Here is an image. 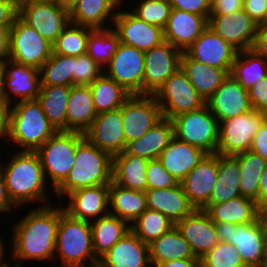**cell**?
Instances as JSON below:
<instances>
[{
  "mask_svg": "<svg viewBox=\"0 0 267 267\" xmlns=\"http://www.w3.org/2000/svg\"><path fill=\"white\" fill-rule=\"evenodd\" d=\"M60 222V206L52 204L32 209L13 224L10 257L16 259L10 267H21L22 261L55 259L57 229ZM13 245V246H12ZM22 260V261H21Z\"/></svg>",
  "mask_w": 267,
  "mask_h": 267,
  "instance_id": "6da1fadb",
  "label": "cell"
},
{
  "mask_svg": "<svg viewBox=\"0 0 267 267\" xmlns=\"http://www.w3.org/2000/svg\"><path fill=\"white\" fill-rule=\"evenodd\" d=\"M8 161L5 165L0 161V166L12 202L18 208L31 202L50 205L45 203L49 200L46 190L48 181L37 152L17 151Z\"/></svg>",
  "mask_w": 267,
  "mask_h": 267,
  "instance_id": "7a4b0ae2",
  "label": "cell"
},
{
  "mask_svg": "<svg viewBox=\"0 0 267 267\" xmlns=\"http://www.w3.org/2000/svg\"><path fill=\"white\" fill-rule=\"evenodd\" d=\"M112 182V156L84 138L77 145L74 166L67 177L54 189L58 198L87 187Z\"/></svg>",
  "mask_w": 267,
  "mask_h": 267,
  "instance_id": "3957f363",
  "label": "cell"
},
{
  "mask_svg": "<svg viewBox=\"0 0 267 267\" xmlns=\"http://www.w3.org/2000/svg\"><path fill=\"white\" fill-rule=\"evenodd\" d=\"M54 256L59 257L61 267H90L99 263L93 251L91 223L71 217L64 206L60 207Z\"/></svg>",
  "mask_w": 267,
  "mask_h": 267,
  "instance_id": "277c9868",
  "label": "cell"
},
{
  "mask_svg": "<svg viewBox=\"0 0 267 267\" xmlns=\"http://www.w3.org/2000/svg\"><path fill=\"white\" fill-rule=\"evenodd\" d=\"M56 132L37 99L12 104L6 142L19 145L21 151H37Z\"/></svg>",
  "mask_w": 267,
  "mask_h": 267,
  "instance_id": "5b68a950",
  "label": "cell"
},
{
  "mask_svg": "<svg viewBox=\"0 0 267 267\" xmlns=\"http://www.w3.org/2000/svg\"><path fill=\"white\" fill-rule=\"evenodd\" d=\"M84 138V133L81 132L57 131L36 151L44 177L48 181L51 180L54 189L67 177L74 166L77 145Z\"/></svg>",
  "mask_w": 267,
  "mask_h": 267,
  "instance_id": "8992f818",
  "label": "cell"
},
{
  "mask_svg": "<svg viewBox=\"0 0 267 267\" xmlns=\"http://www.w3.org/2000/svg\"><path fill=\"white\" fill-rule=\"evenodd\" d=\"M219 241L233 244L247 267H263L267 252V232L259 219L246 224L215 223Z\"/></svg>",
  "mask_w": 267,
  "mask_h": 267,
  "instance_id": "52a82bcc",
  "label": "cell"
},
{
  "mask_svg": "<svg viewBox=\"0 0 267 267\" xmlns=\"http://www.w3.org/2000/svg\"><path fill=\"white\" fill-rule=\"evenodd\" d=\"M174 136L206 154H216L219 141V122L205 105L202 108L181 113L171 119Z\"/></svg>",
  "mask_w": 267,
  "mask_h": 267,
  "instance_id": "ba28073f",
  "label": "cell"
},
{
  "mask_svg": "<svg viewBox=\"0 0 267 267\" xmlns=\"http://www.w3.org/2000/svg\"><path fill=\"white\" fill-rule=\"evenodd\" d=\"M18 16L51 44L71 22L70 9L61 2L24 0L18 5Z\"/></svg>",
  "mask_w": 267,
  "mask_h": 267,
  "instance_id": "9c48e42d",
  "label": "cell"
},
{
  "mask_svg": "<svg viewBox=\"0 0 267 267\" xmlns=\"http://www.w3.org/2000/svg\"><path fill=\"white\" fill-rule=\"evenodd\" d=\"M266 118L265 112L252 109L245 114L220 121L217 153L235 156L250 151L254 135Z\"/></svg>",
  "mask_w": 267,
  "mask_h": 267,
  "instance_id": "30bf717a",
  "label": "cell"
},
{
  "mask_svg": "<svg viewBox=\"0 0 267 267\" xmlns=\"http://www.w3.org/2000/svg\"><path fill=\"white\" fill-rule=\"evenodd\" d=\"M52 52V44L17 16L10 28V59L40 69Z\"/></svg>",
  "mask_w": 267,
  "mask_h": 267,
  "instance_id": "8fae6325",
  "label": "cell"
},
{
  "mask_svg": "<svg viewBox=\"0 0 267 267\" xmlns=\"http://www.w3.org/2000/svg\"><path fill=\"white\" fill-rule=\"evenodd\" d=\"M163 118L195 111L206 105V101L196 91L186 74L179 68L154 95Z\"/></svg>",
  "mask_w": 267,
  "mask_h": 267,
  "instance_id": "7c38bea8",
  "label": "cell"
},
{
  "mask_svg": "<svg viewBox=\"0 0 267 267\" xmlns=\"http://www.w3.org/2000/svg\"><path fill=\"white\" fill-rule=\"evenodd\" d=\"M182 53L166 41L144 52L143 95H155L158 92L180 68Z\"/></svg>",
  "mask_w": 267,
  "mask_h": 267,
  "instance_id": "4fadbf2b",
  "label": "cell"
},
{
  "mask_svg": "<svg viewBox=\"0 0 267 267\" xmlns=\"http://www.w3.org/2000/svg\"><path fill=\"white\" fill-rule=\"evenodd\" d=\"M120 109L126 144L142 137L163 119L154 95H131Z\"/></svg>",
  "mask_w": 267,
  "mask_h": 267,
  "instance_id": "5bb4252c",
  "label": "cell"
},
{
  "mask_svg": "<svg viewBox=\"0 0 267 267\" xmlns=\"http://www.w3.org/2000/svg\"><path fill=\"white\" fill-rule=\"evenodd\" d=\"M104 71L107 77L114 79L131 95H143V51L120 42Z\"/></svg>",
  "mask_w": 267,
  "mask_h": 267,
  "instance_id": "9a60e30c",
  "label": "cell"
},
{
  "mask_svg": "<svg viewBox=\"0 0 267 267\" xmlns=\"http://www.w3.org/2000/svg\"><path fill=\"white\" fill-rule=\"evenodd\" d=\"M128 11L119 8L113 22L121 43L146 52L164 41V31L160 26L148 24Z\"/></svg>",
  "mask_w": 267,
  "mask_h": 267,
  "instance_id": "2e32d148",
  "label": "cell"
},
{
  "mask_svg": "<svg viewBox=\"0 0 267 267\" xmlns=\"http://www.w3.org/2000/svg\"><path fill=\"white\" fill-rule=\"evenodd\" d=\"M1 68L3 99L5 101H8L12 105L16 101L37 99L41 86L40 71L38 68L17 63L11 59ZM11 94H15L13 97L15 101L11 97Z\"/></svg>",
  "mask_w": 267,
  "mask_h": 267,
  "instance_id": "e0dca14e",
  "label": "cell"
},
{
  "mask_svg": "<svg viewBox=\"0 0 267 267\" xmlns=\"http://www.w3.org/2000/svg\"><path fill=\"white\" fill-rule=\"evenodd\" d=\"M208 26L238 51L251 49L258 29L243 9L228 15H210Z\"/></svg>",
  "mask_w": 267,
  "mask_h": 267,
  "instance_id": "ac0fdd59",
  "label": "cell"
},
{
  "mask_svg": "<svg viewBox=\"0 0 267 267\" xmlns=\"http://www.w3.org/2000/svg\"><path fill=\"white\" fill-rule=\"evenodd\" d=\"M184 52L195 61L211 67L225 69L230 73L238 50L207 26Z\"/></svg>",
  "mask_w": 267,
  "mask_h": 267,
  "instance_id": "d6986e66",
  "label": "cell"
},
{
  "mask_svg": "<svg viewBox=\"0 0 267 267\" xmlns=\"http://www.w3.org/2000/svg\"><path fill=\"white\" fill-rule=\"evenodd\" d=\"M84 137L111 156L124 152L127 144L123 130L122 110L119 108L97 114L93 123L84 132Z\"/></svg>",
  "mask_w": 267,
  "mask_h": 267,
  "instance_id": "ffe728a7",
  "label": "cell"
},
{
  "mask_svg": "<svg viewBox=\"0 0 267 267\" xmlns=\"http://www.w3.org/2000/svg\"><path fill=\"white\" fill-rule=\"evenodd\" d=\"M218 178V153L206 154L180 182L189 203L202 209L209 201Z\"/></svg>",
  "mask_w": 267,
  "mask_h": 267,
  "instance_id": "44dd1931",
  "label": "cell"
},
{
  "mask_svg": "<svg viewBox=\"0 0 267 267\" xmlns=\"http://www.w3.org/2000/svg\"><path fill=\"white\" fill-rule=\"evenodd\" d=\"M206 105L218 122L245 114L253 109L248 90L242 88L230 74L206 101Z\"/></svg>",
  "mask_w": 267,
  "mask_h": 267,
  "instance_id": "7402d4cb",
  "label": "cell"
},
{
  "mask_svg": "<svg viewBox=\"0 0 267 267\" xmlns=\"http://www.w3.org/2000/svg\"><path fill=\"white\" fill-rule=\"evenodd\" d=\"M67 196L64 210L75 219L91 222L109 213V184L80 188Z\"/></svg>",
  "mask_w": 267,
  "mask_h": 267,
  "instance_id": "603a6c76",
  "label": "cell"
},
{
  "mask_svg": "<svg viewBox=\"0 0 267 267\" xmlns=\"http://www.w3.org/2000/svg\"><path fill=\"white\" fill-rule=\"evenodd\" d=\"M176 227L199 259L219 242L215 222L203 209H194Z\"/></svg>",
  "mask_w": 267,
  "mask_h": 267,
  "instance_id": "cb8c5ba5",
  "label": "cell"
},
{
  "mask_svg": "<svg viewBox=\"0 0 267 267\" xmlns=\"http://www.w3.org/2000/svg\"><path fill=\"white\" fill-rule=\"evenodd\" d=\"M208 26L205 16L172 9L168 23L163 29L164 41L184 52Z\"/></svg>",
  "mask_w": 267,
  "mask_h": 267,
  "instance_id": "d4e9b609",
  "label": "cell"
},
{
  "mask_svg": "<svg viewBox=\"0 0 267 267\" xmlns=\"http://www.w3.org/2000/svg\"><path fill=\"white\" fill-rule=\"evenodd\" d=\"M98 264L101 267H152L149 245L130 230L99 259Z\"/></svg>",
  "mask_w": 267,
  "mask_h": 267,
  "instance_id": "484cf974",
  "label": "cell"
},
{
  "mask_svg": "<svg viewBox=\"0 0 267 267\" xmlns=\"http://www.w3.org/2000/svg\"><path fill=\"white\" fill-rule=\"evenodd\" d=\"M145 193L147 208L163 213L175 225L195 209L180 183L171 188L147 189Z\"/></svg>",
  "mask_w": 267,
  "mask_h": 267,
  "instance_id": "4316f807",
  "label": "cell"
},
{
  "mask_svg": "<svg viewBox=\"0 0 267 267\" xmlns=\"http://www.w3.org/2000/svg\"><path fill=\"white\" fill-rule=\"evenodd\" d=\"M205 155L202 150L174 137L163 149L158 160L180 183Z\"/></svg>",
  "mask_w": 267,
  "mask_h": 267,
  "instance_id": "83f0119b",
  "label": "cell"
},
{
  "mask_svg": "<svg viewBox=\"0 0 267 267\" xmlns=\"http://www.w3.org/2000/svg\"><path fill=\"white\" fill-rule=\"evenodd\" d=\"M97 112L89 85L71 86L66 110V131L84 133L93 123Z\"/></svg>",
  "mask_w": 267,
  "mask_h": 267,
  "instance_id": "f1b7e54d",
  "label": "cell"
},
{
  "mask_svg": "<svg viewBox=\"0 0 267 267\" xmlns=\"http://www.w3.org/2000/svg\"><path fill=\"white\" fill-rule=\"evenodd\" d=\"M121 6L119 0H78L70 8V20L77 25L106 29L105 23L108 19L111 23L114 22V11H117V7L122 8Z\"/></svg>",
  "mask_w": 267,
  "mask_h": 267,
  "instance_id": "f546056e",
  "label": "cell"
},
{
  "mask_svg": "<svg viewBox=\"0 0 267 267\" xmlns=\"http://www.w3.org/2000/svg\"><path fill=\"white\" fill-rule=\"evenodd\" d=\"M148 161L143 157L129 155L125 151L112 156V182L126 189L145 192Z\"/></svg>",
  "mask_w": 267,
  "mask_h": 267,
  "instance_id": "4dcf8cb0",
  "label": "cell"
},
{
  "mask_svg": "<svg viewBox=\"0 0 267 267\" xmlns=\"http://www.w3.org/2000/svg\"><path fill=\"white\" fill-rule=\"evenodd\" d=\"M180 68L205 101L212 96L229 74L225 69L195 61L185 52L181 55Z\"/></svg>",
  "mask_w": 267,
  "mask_h": 267,
  "instance_id": "1f68e13d",
  "label": "cell"
},
{
  "mask_svg": "<svg viewBox=\"0 0 267 267\" xmlns=\"http://www.w3.org/2000/svg\"><path fill=\"white\" fill-rule=\"evenodd\" d=\"M174 126L170 119L163 118L139 139L127 143L125 152L148 160L158 159L163 149L174 138Z\"/></svg>",
  "mask_w": 267,
  "mask_h": 267,
  "instance_id": "d6a6232c",
  "label": "cell"
},
{
  "mask_svg": "<svg viewBox=\"0 0 267 267\" xmlns=\"http://www.w3.org/2000/svg\"><path fill=\"white\" fill-rule=\"evenodd\" d=\"M215 223L246 224L258 219V204L252 199L238 196L218 204H206L203 208Z\"/></svg>",
  "mask_w": 267,
  "mask_h": 267,
  "instance_id": "836d02e7",
  "label": "cell"
},
{
  "mask_svg": "<svg viewBox=\"0 0 267 267\" xmlns=\"http://www.w3.org/2000/svg\"><path fill=\"white\" fill-rule=\"evenodd\" d=\"M151 266L176 259H199L192 252L189 243L180 230L173 226L149 244Z\"/></svg>",
  "mask_w": 267,
  "mask_h": 267,
  "instance_id": "e575fe53",
  "label": "cell"
},
{
  "mask_svg": "<svg viewBox=\"0 0 267 267\" xmlns=\"http://www.w3.org/2000/svg\"><path fill=\"white\" fill-rule=\"evenodd\" d=\"M146 209L147 197L144 191L126 189L114 182L109 184L110 214L132 224Z\"/></svg>",
  "mask_w": 267,
  "mask_h": 267,
  "instance_id": "d590c367",
  "label": "cell"
},
{
  "mask_svg": "<svg viewBox=\"0 0 267 267\" xmlns=\"http://www.w3.org/2000/svg\"><path fill=\"white\" fill-rule=\"evenodd\" d=\"M90 223L93 251L98 259L131 230V224L110 213Z\"/></svg>",
  "mask_w": 267,
  "mask_h": 267,
  "instance_id": "8d00e7d4",
  "label": "cell"
},
{
  "mask_svg": "<svg viewBox=\"0 0 267 267\" xmlns=\"http://www.w3.org/2000/svg\"><path fill=\"white\" fill-rule=\"evenodd\" d=\"M240 167L235 156L218 154V178L207 204H218L241 196Z\"/></svg>",
  "mask_w": 267,
  "mask_h": 267,
  "instance_id": "74e56055",
  "label": "cell"
},
{
  "mask_svg": "<svg viewBox=\"0 0 267 267\" xmlns=\"http://www.w3.org/2000/svg\"><path fill=\"white\" fill-rule=\"evenodd\" d=\"M71 86H40L37 101L56 131H66V110Z\"/></svg>",
  "mask_w": 267,
  "mask_h": 267,
  "instance_id": "f35d334b",
  "label": "cell"
},
{
  "mask_svg": "<svg viewBox=\"0 0 267 267\" xmlns=\"http://www.w3.org/2000/svg\"><path fill=\"white\" fill-rule=\"evenodd\" d=\"M229 74L242 88L249 90L267 76L266 60L251 49L238 51Z\"/></svg>",
  "mask_w": 267,
  "mask_h": 267,
  "instance_id": "ab89813d",
  "label": "cell"
},
{
  "mask_svg": "<svg viewBox=\"0 0 267 267\" xmlns=\"http://www.w3.org/2000/svg\"><path fill=\"white\" fill-rule=\"evenodd\" d=\"M89 86L97 114L121 108L131 96L120 84L104 73Z\"/></svg>",
  "mask_w": 267,
  "mask_h": 267,
  "instance_id": "60d3db41",
  "label": "cell"
},
{
  "mask_svg": "<svg viewBox=\"0 0 267 267\" xmlns=\"http://www.w3.org/2000/svg\"><path fill=\"white\" fill-rule=\"evenodd\" d=\"M240 167L239 186L241 196L257 202L259 182L261 174L267 165V161L252 151L235 155Z\"/></svg>",
  "mask_w": 267,
  "mask_h": 267,
  "instance_id": "b9f144b4",
  "label": "cell"
},
{
  "mask_svg": "<svg viewBox=\"0 0 267 267\" xmlns=\"http://www.w3.org/2000/svg\"><path fill=\"white\" fill-rule=\"evenodd\" d=\"M120 44L119 36L113 28L93 29L87 42L88 54L102 69L106 67Z\"/></svg>",
  "mask_w": 267,
  "mask_h": 267,
  "instance_id": "7bdbcfd3",
  "label": "cell"
},
{
  "mask_svg": "<svg viewBox=\"0 0 267 267\" xmlns=\"http://www.w3.org/2000/svg\"><path fill=\"white\" fill-rule=\"evenodd\" d=\"M75 56L54 54L39 69L41 86H73Z\"/></svg>",
  "mask_w": 267,
  "mask_h": 267,
  "instance_id": "ee69618b",
  "label": "cell"
},
{
  "mask_svg": "<svg viewBox=\"0 0 267 267\" xmlns=\"http://www.w3.org/2000/svg\"><path fill=\"white\" fill-rule=\"evenodd\" d=\"M175 224L163 213L146 209L132 224L131 231L148 245L169 231Z\"/></svg>",
  "mask_w": 267,
  "mask_h": 267,
  "instance_id": "f6af8a7d",
  "label": "cell"
},
{
  "mask_svg": "<svg viewBox=\"0 0 267 267\" xmlns=\"http://www.w3.org/2000/svg\"><path fill=\"white\" fill-rule=\"evenodd\" d=\"M92 30L93 28L70 22L52 44L53 53L75 57L85 54L89 33Z\"/></svg>",
  "mask_w": 267,
  "mask_h": 267,
  "instance_id": "bcb514c9",
  "label": "cell"
},
{
  "mask_svg": "<svg viewBox=\"0 0 267 267\" xmlns=\"http://www.w3.org/2000/svg\"><path fill=\"white\" fill-rule=\"evenodd\" d=\"M130 9L139 19L164 29L172 7L169 0H141L138 5Z\"/></svg>",
  "mask_w": 267,
  "mask_h": 267,
  "instance_id": "7dc6e473",
  "label": "cell"
},
{
  "mask_svg": "<svg viewBox=\"0 0 267 267\" xmlns=\"http://www.w3.org/2000/svg\"><path fill=\"white\" fill-rule=\"evenodd\" d=\"M201 267H247L233 244L219 241L200 258Z\"/></svg>",
  "mask_w": 267,
  "mask_h": 267,
  "instance_id": "c3c4849f",
  "label": "cell"
},
{
  "mask_svg": "<svg viewBox=\"0 0 267 267\" xmlns=\"http://www.w3.org/2000/svg\"><path fill=\"white\" fill-rule=\"evenodd\" d=\"M103 71V72H102ZM104 72L88 54L75 57L74 62V85H90L98 79Z\"/></svg>",
  "mask_w": 267,
  "mask_h": 267,
  "instance_id": "681fc988",
  "label": "cell"
},
{
  "mask_svg": "<svg viewBox=\"0 0 267 267\" xmlns=\"http://www.w3.org/2000/svg\"><path fill=\"white\" fill-rule=\"evenodd\" d=\"M147 189L171 188L178 181L162 166L158 159L148 161L146 167Z\"/></svg>",
  "mask_w": 267,
  "mask_h": 267,
  "instance_id": "f907efd6",
  "label": "cell"
},
{
  "mask_svg": "<svg viewBox=\"0 0 267 267\" xmlns=\"http://www.w3.org/2000/svg\"><path fill=\"white\" fill-rule=\"evenodd\" d=\"M172 9H179L189 13L205 16L209 19L212 0H169Z\"/></svg>",
  "mask_w": 267,
  "mask_h": 267,
  "instance_id": "816d5d0a",
  "label": "cell"
},
{
  "mask_svg": "<svg viewBox=\"0 0 267 267\" xmlns=\"http://www.w3.org/2000/svg\"><path fill=\"white\" fill-rule=\"evenodd\" d=\"M248 95L252 108L267 114V76L255 83Z\"/></svg>",
  "mask_w": 267,
  "mask_h": 267,
  "instance_id": "f5cc1de1",
  "label": "cell"
},
{
  "mask_svg": "<svg viewBox=\"0 0 267 267\" xmlns=\"http://www.w3.org/2000/svg\"><path fill=\"white\" fill-rule=\"evenodd\" d=\"M243 10L258 25L267 22V0H243Z\"/></svg>",
  "mask_w": 267,
  "mask_h": 267,
  "instance_id": "db71d44e",
  "label": "cell"
},
{
  "mask_svg": "<svg viewBox=\"0 0 267 267\" xmlns=\"http://www.w3.org/2000/svg\"><path fill=\"white\" fill-rule=\"evenodd\" d=\"M18 16V4L12 0H0V27H11Z\"/></svg>",
  "mask_w": 267,
  "mask_h": 267,
  "instance_id": "11a10c76",
  "label": "cell"
},
{
  "mask_svg": "<svg viewBox=\"0 0 267 267\" xmlns=\"http://www.w3.org/2000/svg\"><path fill=\"white\" fill-rule=\"evenodd\" d=\"M250 151L260 155L267 161V118L263 121L259 130L254 135Z\"/></svg>",
  "mask_w": 267,
  "mask_h": 267,
  "instance_id": "9f6ffc18",
  "label": "cell"
},
{
  "mask_svg": "<svg viewBox=\"0 0 267 267\" xmlns=\"http://www.w3.org/2000/svg\"><path fill=\"white\" fill-rule=\"evenodd\" d=\"M243 9V0H212L210 15H228Z\"/></svg>",
  "mask_w": 267,
  "mask_h": 267,
  "instance_id": "6f0895ef",
  "label": "cell"
},
{
  "mask_svg": "<svg viewBox=\"0 0 267 267\" xmlns=\"http://www.w3.org/2000/svg\"><path fill=\"white\" fill-rule=\"evenodd\" d=\"M251 50L263 58H267V22L258 25Z\"/></svg>",
  "mask_w": 267,
  "mask_h": 267,
  "instance_id": "680465c9",
  "label": "cell"
},
{
  "mask_svg": "<svg viewBox=\"0 0 267 267\" xmlns=\"http://www.w3.org/2000/svg\"><path fill=\"white\" fill-rule=\"evenodd\" d=\"M17 209V206L12 202L9 197L7 187L5 184V179L3 175V170L0 166V214L13 211L12 209Z\"/></svg>",
  "mask_w": 267,
  "mask_h": 267,
  "instance_id": "91938a15",
  "label": "cell"
},
{
  "mask_svg": "<svg viewBox=\"0 0 267 267\" xmlns=\"http://www.w3.org/2000/svg\"><path fill=\"white\" fill-rule=\"evenodd\" d=\"M11 104L8 101H0V139H7L9 133Z\"/></svg>",
  "mask_w": 267,
  "mask_h": 267,
  "instance_id": "94428289",
  "label": "cell"
},
{
  "mask_svg": "<svg viewBox=\"0 0 267 267\" xmlns=\"http://www.w3.org/2000/svg\"><path fill=\"white\" fill-rule=\"evenodd\" d=\"M10 28L11 27H0V67L10 60Z\"/></svg>",
  "mask_w": 267,
  "mask_h": 267,
  "instance_id": "6125c7cd",
  "label": "cell"
},
{
  "mask_svg": "<svg viewBox=\"0 0 267 267\" xmlns=\"http://www.w3.org/2000/svg\"><path fill=\"white\" fill-rule=\"evenodd\" d=\"M154 267H201L200 259H176L156 264Z\"/></svg>",
  "mask_w": 267,
  "mask_h": 267,
  "instance_id": "be15d7a7",
  "label": "cell"
},
{
  "mask_svg": "<svg viewBox=\"0 0 267 267\" xmlns=\"http://www.w3.org/2000/svg\"><path fill=\"white\" fill-rule=\"evenodd\" d=\"M267 201V165L264 168L259 182L258 205Z\"/></svg>",
  "mask_w": 267,
  "mask_h": 267,
  "instance_id": "e7e4bbea",
  "label": "cell"
},
{
  "mask_svg": "<svg viewBox=\"0 0 267 267\" xmlns=\"http://www.w3.org/2000/svg\"><path fill=\"white\" fill-rule=\"evenodd\" d=\"M258 219L264 230L267 232V201L258 205Z\"/></svg>",
  "mask_w": 267,
  "mask_h": 267,
  "instance_id": "03108f58",
  "label": "cell"
},
{
  "mask_svg": "<svg viewBox=\"0 0 267 267\" xmlns=\"http://www.w3.org/2000/svg\"><path fill=\"white\" fill-rule=\"evenodd\" d=\"M3 239L0 236V260H4L5 255V243L2 241Z\"/></svg>",
  "mask_w": 267,
  "mask_h": 267,
  "instance_id": "003e7915",
  "label": "cell"
},
{
  "mask_svg": "<svg viewBox=\"0 0 267 267\" xmlns=\"http://www.w3.org/2000/svg\"><path fill=\"white\" fill-rule=\"evenodd\" d=\"M78 0H60V2L68 9H70Z\"/></svg>",
  "mask_w": 267,
  "mask_h": 267,
  "instance_id": "a7ac6f4b",
  "label": "cell"
},
{
  "mask_svg": "<svg viewBox=\"0 0 267 267\" xmlns=\"http://www.w3.org/2000/svg\"><path fill=\"white\" fill-rule=\"evenodd\" d=\"M2 68L0 67V101H3Z\"/></svg>",
  "mask_w": 267,
  "mask_h": 267,
  "instance_id": "89a4df30",
  "label": "cell"
},
{
  "mask_svg": "<svg viewBox=\"0 0 267 267\" xmlns=\"http://www.w3.org/2000/svg\"><path fill=\"white\" fill-rule=\"evenodd\" d=\"M12 264L5 262V260H0V267H10Z\"/></svg>",
  "mask_w": 267,
  "mask_h": 267,
  "instance_id": "2644e50d",
  "label": "cell"
},
{
  "mask_svg": "<svg viewBox=\"0 0 267 267\" xmlns=\"http://www.w3.org/2000/svg\"><path fill=\"white\" fill-rule=\"evenodd\" d=\"M32 1L60 2V0H32Z\"/></svg>",
  "mask_w": 267,
  "mask_h": 267,
  "instance_id": "8c879c8a",
  "label": "cell"
},
{
  "mask_svg": "<svg viewBox=\"0 0 267 267\" xmlns=\"http://www.w3.org/2000/svg\"><path fill=\"white\" fill-rule=\"evenodd\" d=\"M12 1H14L16 4H20L22 1H24V0H12Z\"/></svg>",
  "mask_w": 267,
  "mask_h": 267,
  "instance_id": "753ad0ef",
  "label": "cell"
},
{
  "mask_svg": "<svg viewBox=\"0 0 267 267\" xmlns=\"http://www.w3.org/2000/svg\"><path fill=\"white\" fill-rule=\"evenodd\" d=\"M263 267H267V252H266V259Z\"/></svg>",
  "mask_w": 267,
  "mask_h": 267,
  "instance_id": "34e18365",
  "label": "cell"
},
{
  "mask_svg": "<svg viewBox=\"0 0 267 267\" xmlns=\"http://www.w3.org/2000/svg\"><path fill=\"white\" fill-rule=\"evenodd\" d=\"M90 267H101V266L98 264V265H95V266H90Z\"/></svg>",
  "mask_w": 267,
  "mask_h": 267,
  "instance_id": "11e5206c",
  "label": "cell"
}]
</instances>
